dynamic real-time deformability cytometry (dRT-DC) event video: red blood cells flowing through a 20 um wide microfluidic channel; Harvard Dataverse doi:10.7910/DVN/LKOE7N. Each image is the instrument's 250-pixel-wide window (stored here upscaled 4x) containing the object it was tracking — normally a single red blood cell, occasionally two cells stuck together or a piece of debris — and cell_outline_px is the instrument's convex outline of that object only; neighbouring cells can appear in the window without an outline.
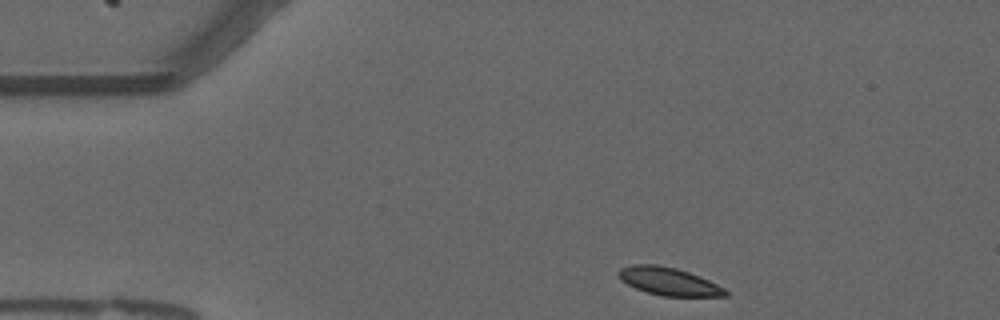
{"species": "common noctule bat (a hibernating species)", "species_latin": "Nyctalus noctula", "temperature_condition": "warm", "stored_images_in_passage": 47, "camera_frame_rate_fps": 3000, "um_per_image_px": 0.085, "animal": {"sex": "male", "forearm_length_mm": 52.5}, "frame": {"image": 1, "passage_image": 1, "time_ms": 0.0, "image_size_px": [1000, 320], "cell_outline_px": [[728, 296], [660, 296], [636, 288], [620, 280], [616, 272], [620, 268], [632, 264], [656, 264], [676, 268], [700, 276], [724, 288], [728, 292]], "centroid_in_image_um": [56.81, 23.91], "position_along_channel_um": 28.2, "area_um2": 17.34}}
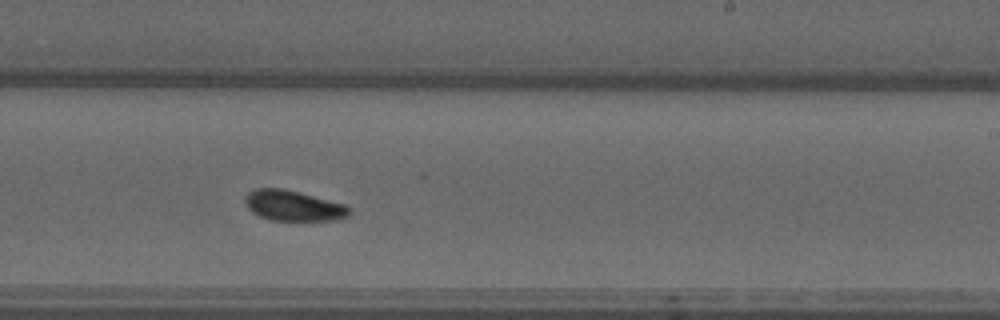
{"frame": {"image": 2, "passage_image": 25, "time_ms": 8.0, "image_size_px": [1000, 320], "cell_outline_px": [[352, 212], [348, 216], [336, 220], [268, 220], [252, 212], [244, 204], [244, 196], [248, 192], [256, 188], [280, 188], [344, 204], [352, 208]], "centroid_in_image_um": [24.91, 17.49], "position_along_channel_um": 264.1, "area_um2": 18.44}}
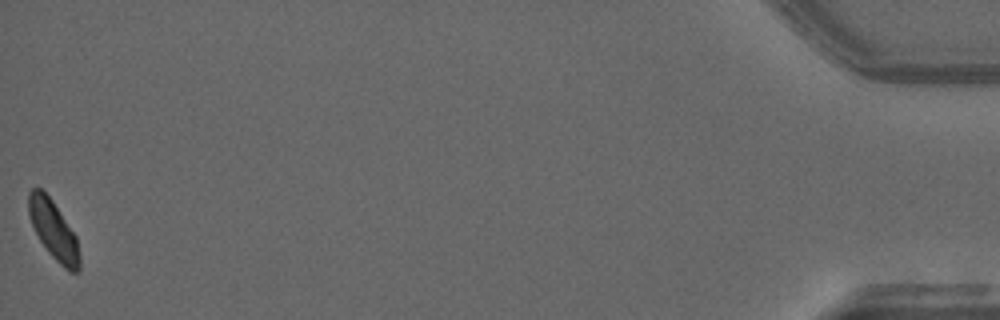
{"frame": {"image": 3, "passage_image": 47, "time_ms": 15.333, "image_size_px": [1000, 320], "cell_outline_px": [[80, 268], [76, 272], [68, 272], [48, 252], [40, 240], [32, 224], [28, 212], [28, 192], [32, 188], [44, 188], [76, 236], [80, 256]], "centroid_in_image_um": [4.55, 19.54], "position_along_channel_um": 430.7, "area_um2": 17.4}, "authors_computed_cell_mechanics": {"area_um2": 18.1492, "velocity_mm_per_s": 3.6766, "shape_relaxation_time_tau1_ms": 3.5038, "shape_relaxation_time_tau2_ms": 6.2993, "deformation_change_tau1": 0.1099, "deformation_change_tau2": 0.0903}}